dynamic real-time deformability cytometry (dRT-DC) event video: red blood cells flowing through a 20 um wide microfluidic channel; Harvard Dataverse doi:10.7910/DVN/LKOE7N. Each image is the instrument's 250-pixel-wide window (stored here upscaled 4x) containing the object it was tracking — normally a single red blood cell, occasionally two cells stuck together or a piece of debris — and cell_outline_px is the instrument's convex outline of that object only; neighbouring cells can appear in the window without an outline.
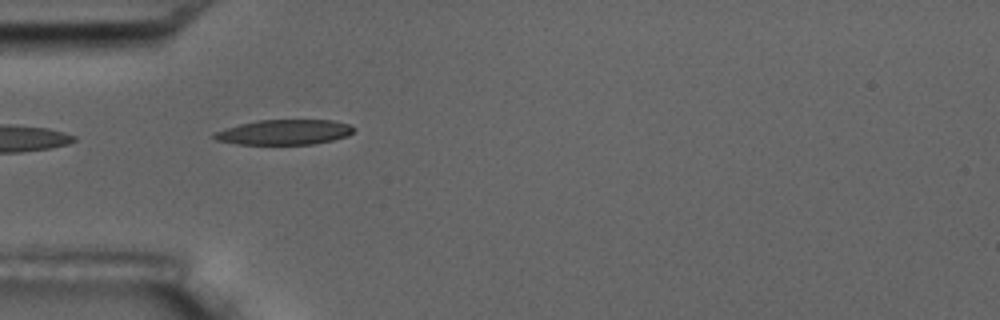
{"species": "common noctule bat (a hibernating species)", "species_latin": "Nyctalus noctula", "temperature_condition": "room temperature", "stored_images_in_passage": 3, "camera_frame_rate_fps": 3000, "um_per_image_px": 0.085, "animal": {"sex": "male", "body_mass_g": 17.5, "forearm_length_mm": 52.3}, "frame": {"image": 1, "passage_image": 2, "time_ms": 1.333, "image_size_px": [1000, 320], "cell_outline_px": [[356, 128], [348, 136], [332, 140], [312, 144], [236, 144], [216, 140], [212, 136], [212, 132], [224, 128], [240, 124], [260, 120], [332, 120], [348, 124]], "centroid_in_image_um": [24.13, 11.23], "position_along_channel_um": 60.9, "area_um2": 20.4}}